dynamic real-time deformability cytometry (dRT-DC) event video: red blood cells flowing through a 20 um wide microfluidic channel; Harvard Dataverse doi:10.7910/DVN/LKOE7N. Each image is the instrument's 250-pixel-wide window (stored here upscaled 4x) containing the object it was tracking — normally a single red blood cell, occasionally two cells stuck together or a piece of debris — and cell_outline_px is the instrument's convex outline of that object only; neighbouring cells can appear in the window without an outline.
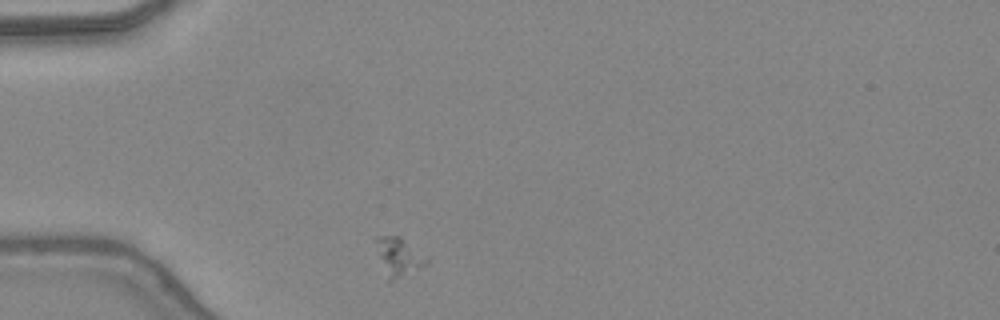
{"species": "common noctule bat (a hibernating species)", "species_latin": "Nyctalus noctula", "temperature_condition": "warm", "stored_images_in_passage": 26, "camera_frame_rate_fps": 3000, "um_per_image_px": 0.085, "animal": {"sex": "female", "body_mass_g": 24.6, "forearm_length_mm": 56.2}, "frame": {"image": 1, "passage_image": 1, "time_ms": 0.0, "image_size_px": [1000, 320], "cell_outline_px": [[428, 260], [420, 268], [392, 280], [388, 280], [372, 240], [376, 236], [400, 236]], "centroid_in_image_um": [33.79, 21.78], "position_along_channel_um": 51.2, "area_um2": 10.87}}
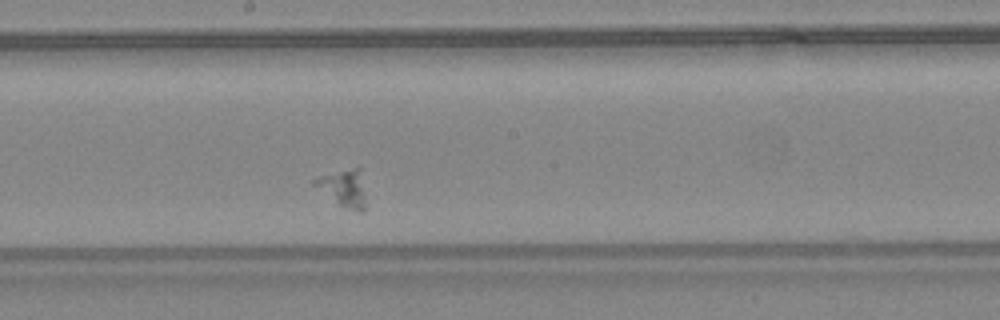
{"frame": {"image": 2, "passage_image": 15, "time_ms": 4.667, "image_size_px": [1000, 320], "cell_outline_px": [[364, 208], [360, 212], [348, 208], [340, 204], [312, 184], [312, 180], [320, 176], [352, 168], [360, 168], [364, 196]], "centroid_in_image_um": [29.2, 15.97], "position_along_channel_um": 219.0, "area_um2": 10.4}}
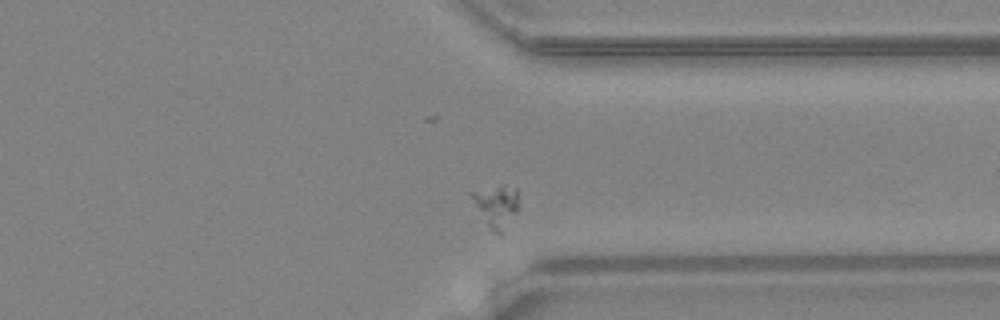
{"frame": {"image": 3, "passage_image": 26, "time_ms": 8.333, "image_size_px": [1000, 320], "cell_outline_px": [[516, 212], [500, 236], [488, 224], [468, 192], [504, 184], [516, 188]], "centroid_in_image_um": [42.19, 17.46], "position_along_channel_um": 369.2, "area_um2": 10.87}}